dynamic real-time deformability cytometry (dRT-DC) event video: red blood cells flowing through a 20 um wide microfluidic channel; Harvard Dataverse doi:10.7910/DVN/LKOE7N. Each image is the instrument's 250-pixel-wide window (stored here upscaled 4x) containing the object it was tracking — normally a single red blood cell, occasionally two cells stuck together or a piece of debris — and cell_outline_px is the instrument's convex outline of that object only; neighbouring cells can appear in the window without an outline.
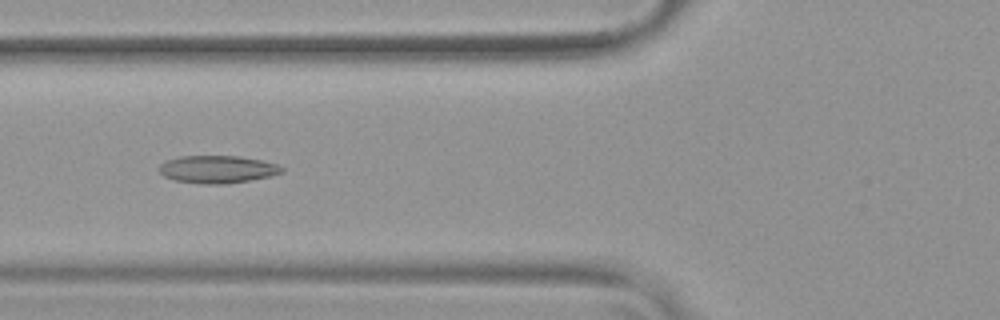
{"species": "common noctule bat (a hibernating species)", "species_latin": "Nyctalus noctula", "temperature_condition": "warm", "stored_images_in_passage": 54, "camera_frame_rate_fps": 3000, "um_per_image_px": 0.085, "animal": {"sex": "female", "body_mass_g": 19.9}, "frame": {"image": 1, "passage_image": 21, "time_ms": 6.667, "image_size_px": [1000, 320], "cell_outline_px": [[284, 172], [272, 176], [224, 184], [204, 184], [172, 180], [164, 176], [156, 168], [164, 160], [180, 156], [240, 156], [260, 160], [276, 164], [284, 168]], "centroid_in_image_um": [18.44, 14.39], "position_along_channel_um": 107.4, "area_um2": 19.88}}
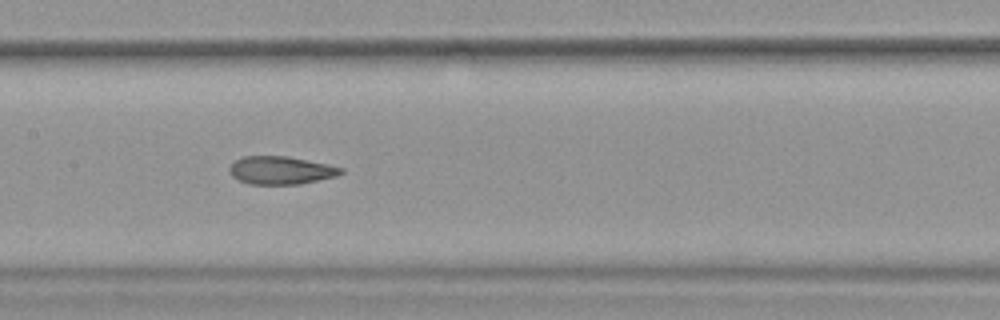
{"frame": {"image": 2, "passage_image": 27, "time_ms": 8.667, "image_size_px": [1000, 320], "cell_outline_px": [[344, 172], [336, 176], [300, 184], [248, 184], [232, 176], [228, 168], [236, 160], [244, 156], [288, 156], [328, 164], [344, 168]], "centroid_in_image_um": [23.89, 14.47], "position_along_channel_um": 183.5, "area_um2": 18.15}}
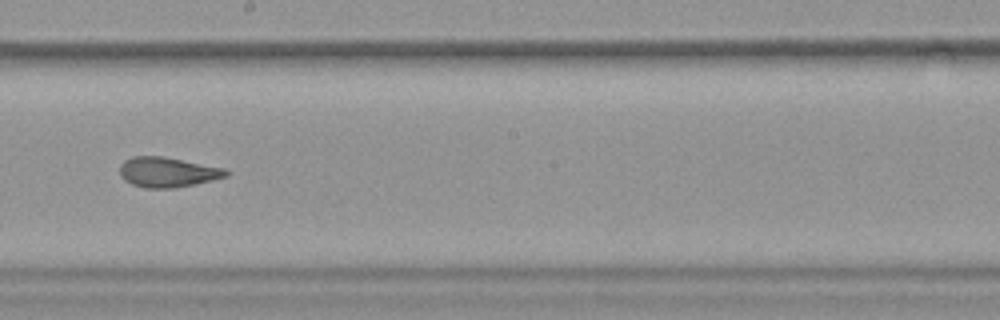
{"frame": {"image": 3, "passage_image": 31, "time_ms": 10.0, "image_size_px": [1000, 320], "cell_outline_px": [[228, 176], [196, 184], [176, 188], [144, 188], [132, 184], [124, 180], [120, 176], [120, 164], [124, 160], [132, 156], [164, 156], [224, 168], [228, 172]], "centroid_in_image_um": [14.22, 14.63], "position_along_channel_um": 234.0, "area_um2": 18.73}, "authors_computed_cell_mechanics": {"area_um2": 20.3745, "velocity_mm_per_s": 3.8051, "shape_relaxation_time_tau1_ms": null, "shape_relaxation_time_tau2_ms": 1.8282, "deformation_change_tau1": null, "deformation_change_tau2": 0.0926}}